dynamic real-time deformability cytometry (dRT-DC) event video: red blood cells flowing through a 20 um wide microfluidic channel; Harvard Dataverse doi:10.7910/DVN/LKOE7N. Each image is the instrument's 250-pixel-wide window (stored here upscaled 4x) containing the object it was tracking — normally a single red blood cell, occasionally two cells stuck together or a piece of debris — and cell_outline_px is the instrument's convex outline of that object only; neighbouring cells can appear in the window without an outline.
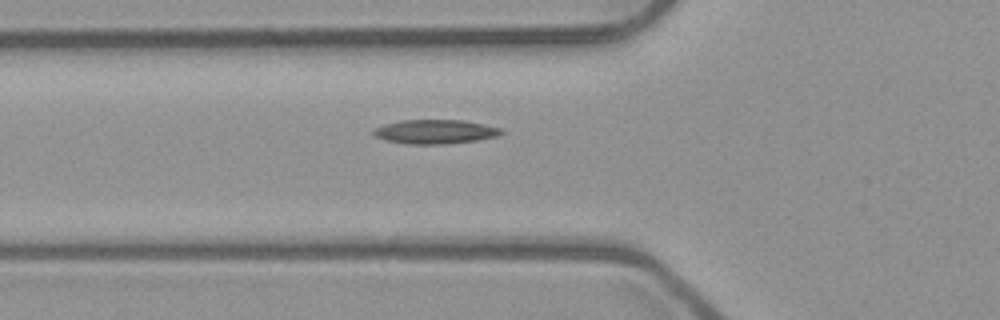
{"species": "common noctule bat (a hibernating species)", "species_latin": "Nyctalus noctula", "temperature_condition": "room temperature", "stored_images_in_passage": 37, "camera_frame_rate_fps": 3000, "um_per_image_px": 0.085, "animal": {"sex": "male", "body_mass_g": 23.1, "forearm_length_mm": 52.7}, "frame": {"image": 1, "passage_image": 2, "time_ms": 0.333, "image_size_px": [1000, 320], "cell_outline_px": [[504, 132], [496, 136], [476, 140], [448, 144], [412, 144], [388, 140], [376, 136], [372, 132], [372, 128], [384, 124], [404, 120], [464, 120], [500, 128]], "centroid_in_image_um": [36.98, 11.19], "position_along_channel_um": 88.8, "area_um2": 17.74}}
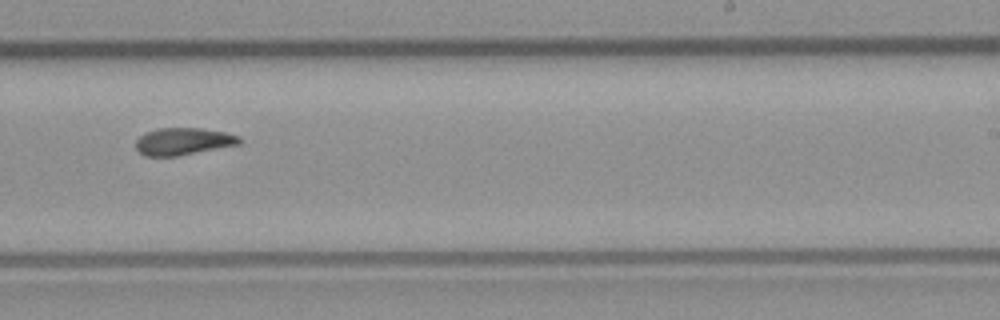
{"frame": {"image": 2, "passage_image": 16, "time_ms": 5.0, "image_size_px": [1000, 320], "cell_outline_px": [[240, 144], [176, 156], [144, 156], [136, 148], [136, 140], [144, 132], [156, 128], [200, 128], [224, 132], [240, 136]], "centroid_in_image_um": [15.54, 12.01], "position_along_channel_um": 273.5, "area_um2": 16.36}}
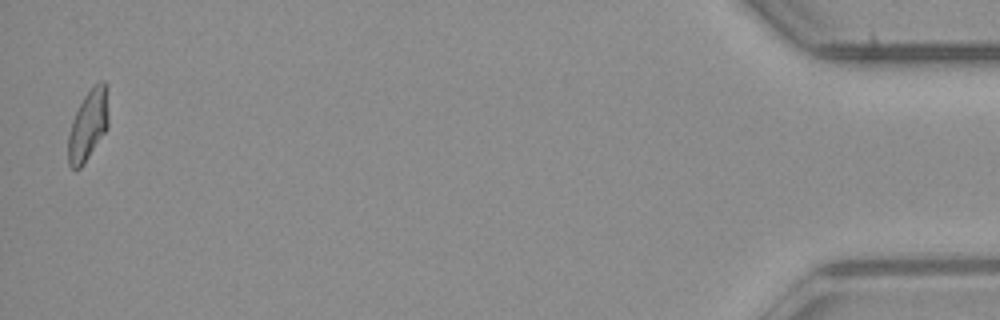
{"frame": {"image": 3, "passage_image": 35, "time_ms": 11.333, "image_size_px": [1000, 320], "cell_outline_px": [[108, 128], [84, 164], [80, 168], [72, 168], [68, 164], [68, 136], [72, 120], [84, 96], [100, 80], [104, 80], [108, 84]], "centroid_in_image_um": [7.52, 10.62], "position_along_channel_um": 427.7, "area_um2": 16.7}}